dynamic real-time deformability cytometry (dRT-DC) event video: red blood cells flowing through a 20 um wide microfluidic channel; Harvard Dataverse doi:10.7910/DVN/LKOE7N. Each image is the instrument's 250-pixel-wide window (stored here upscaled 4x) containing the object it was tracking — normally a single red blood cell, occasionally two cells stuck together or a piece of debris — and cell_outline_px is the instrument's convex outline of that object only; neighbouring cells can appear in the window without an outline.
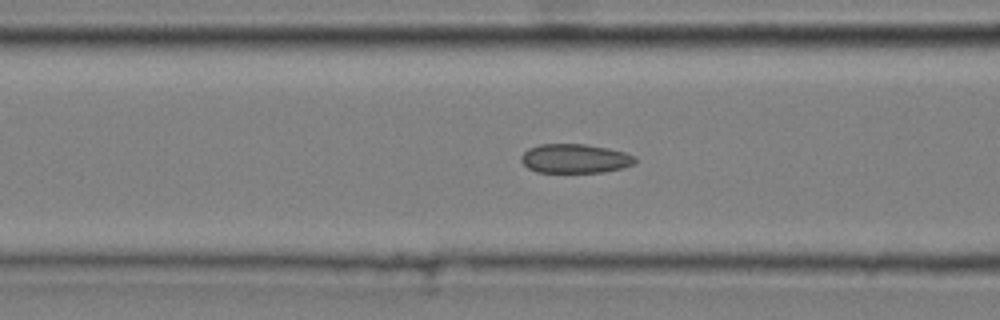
{"species": "common noctule bat (a hibernating species)", "species_latin": "Nyctalus noctula", "temperature_condition": "cold", "stored_images_in_passage": 35, "camera_frame_rate_fps": 3000, "um_per_image_px": 0.085, "animal": {"sex": "male", "body_mass_g": 20.4}, "frame": {"image": 1, "passage_image": 13, "time_ms": 4.0, "image_size_px": [1000, 320], "cell_outline_px": [[636, 160], [632, 164], [620, 168], [604, 172], [536, 172], [528, 168], [520, 160], [520, 156], [528, 148], [540, 144], [584, 144], [608, 148], [624, 152], [636, 156]], "centroid_in_image_um": [48.84, 13.47], "position_along_channel_um": 117.8, "area_um2": 19.31}}
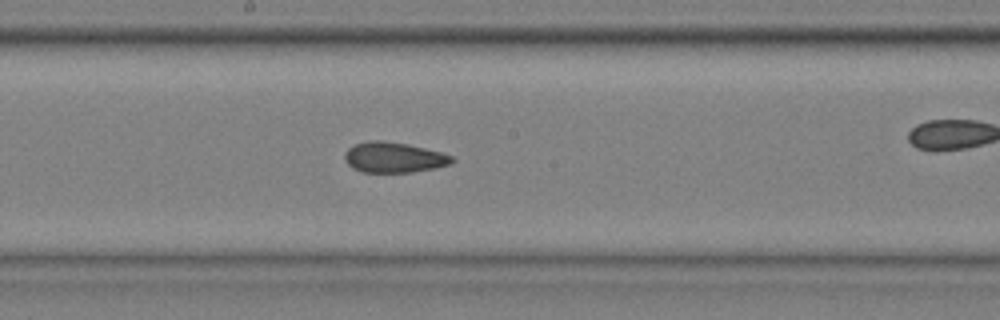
{"frame": {"image": 2, "passage_image": 21, "time_ms": 6.667, "image_size_px": [1000, 320], "cell_outline_px": [[456, 160], [452, 164], [436, 168], [412, 172], [360, 172], [352, 168], [344, 160], [344, 152], [348, 148], [356, 144], [368, 140], [384, 140], [408, 144], [440, 152], [452, 156]], "centroid_in_image_um": [33.46, 13.38], "position_along_channel_um": 214.7, "area_um2": 19.25}}
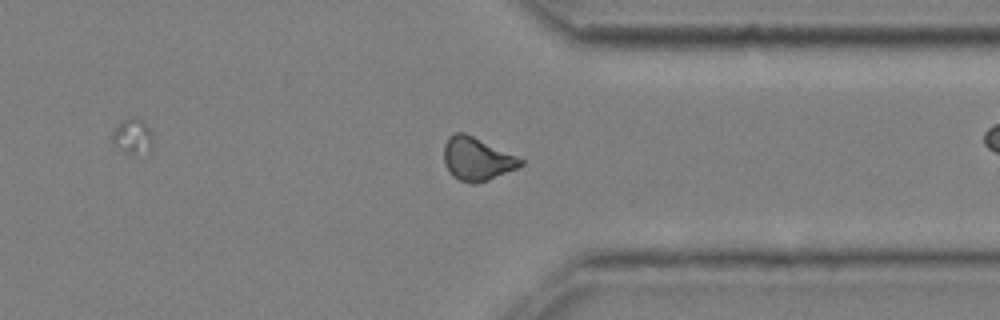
{"frame": {"image": 3, "passage_image": 34, "time_ms": 11.0, "image_size_px": [1000, 320], "cell_outline_px": [[524, 164], [516, 168], [488, 180], [476, 184], [472, 184], [460, 180], [452, 176], [444, 164], [444, 144], [448, 136], [456, 132], [464, 132], [516, 156], [524, 160]], "centroid_in_image_um": [40.5, 13.51], "position_along_channel_um": 370.9, "area_um2": 19.13}}